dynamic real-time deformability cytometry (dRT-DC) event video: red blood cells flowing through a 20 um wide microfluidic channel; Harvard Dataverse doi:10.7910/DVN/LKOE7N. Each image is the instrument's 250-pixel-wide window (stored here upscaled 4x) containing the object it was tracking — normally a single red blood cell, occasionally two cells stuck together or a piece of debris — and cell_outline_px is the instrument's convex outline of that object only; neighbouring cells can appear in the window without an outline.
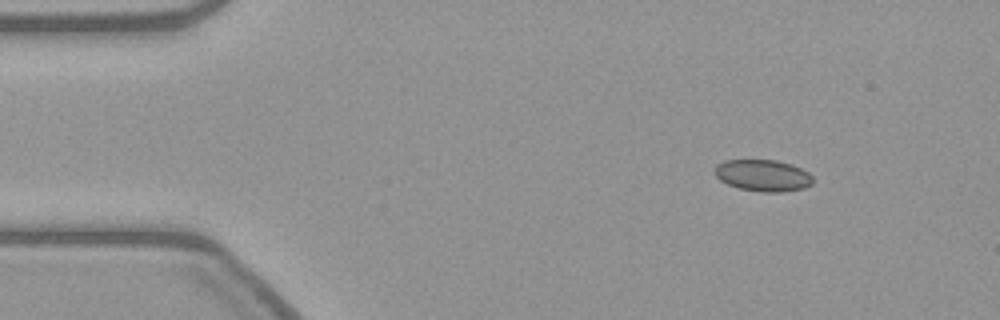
{"species": "common noctule bat (a hibernating species)", "species_latin": "Nyctalus noctula", "temperature_condition": "warm", "stored_images_in_passage": 49, "camera_frame_rate_fps": 3000, "um_per_image_px": 0.085, "animal": {"sex": "female", "body_mass_g": 21.9}, "frame": {"image": 1, "passage_image": 1, "time_ms": 0.0, "image_size_px": [1000, 320], "cell_outline_px": [[812, 184], [804, 188], [780, 192], [764, 192], [740, 188], [728, 184], [720, 180], [712, 172], [716, 164], [724, 160], [776, 160], [792, 164], [808, 172], [812, 176]], "centroid_in_image_um": [64.82, 14.9], "position_along_channel_um": 20.2, "area_um2": 18.15}}
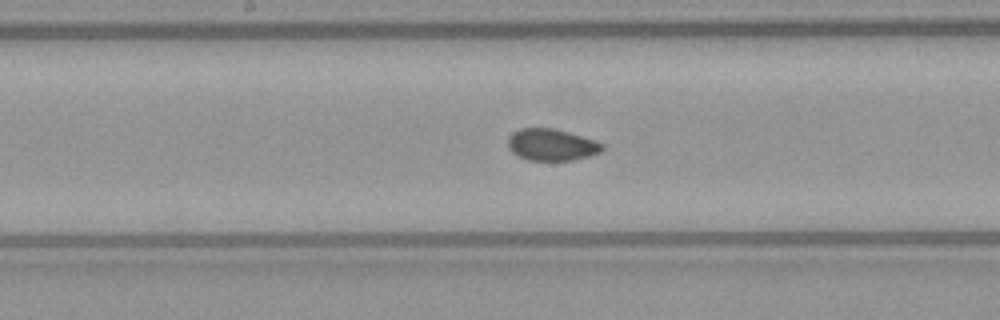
{"frame": {"image": 2, "passage_image": 22, "time_ms": 7.0, "image_size_px": [1000, 320], "cell_outline_px": [[604, 148], [600, 152], [588, 156], [572, 160], [528, 160], [512, 152], [508, 148], [508, 140], [512, 132], [520, 128], [552, 128], [568, 132], [596, 140], [604, 144]], "centroid_in_image_um": [46.89, 12.3], "position_along_channel_um": 201.3, "area_um2": 17.4}}
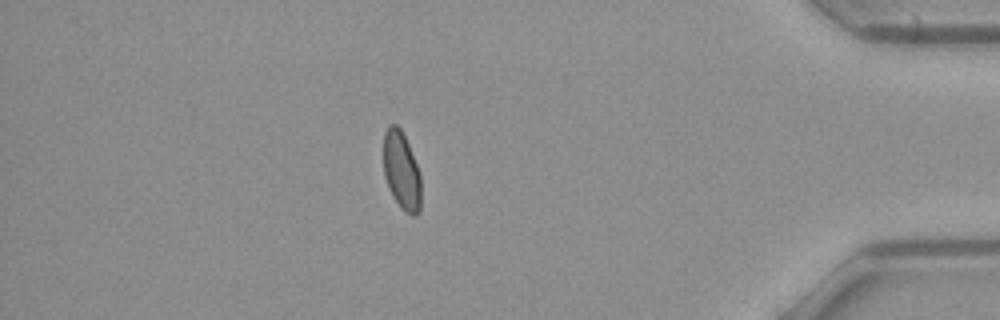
{"frame": {"image": 3, "passage_image": 42, "time_ms": 13.667, "image_size_px": [1000, 320], "cell_outline_px": [[420, 208], [416, 216], [412, 216], [400, 208], [392, 196], [388, 188], [384, 176], [384, 132], [388, 124], [396, 124], [400, 128], [408, 144], [420, 172]], "centroid_in_image_um": [34.12, 14.52], "position_along_channel_um": 401.1, "area_um2": 17.17}}